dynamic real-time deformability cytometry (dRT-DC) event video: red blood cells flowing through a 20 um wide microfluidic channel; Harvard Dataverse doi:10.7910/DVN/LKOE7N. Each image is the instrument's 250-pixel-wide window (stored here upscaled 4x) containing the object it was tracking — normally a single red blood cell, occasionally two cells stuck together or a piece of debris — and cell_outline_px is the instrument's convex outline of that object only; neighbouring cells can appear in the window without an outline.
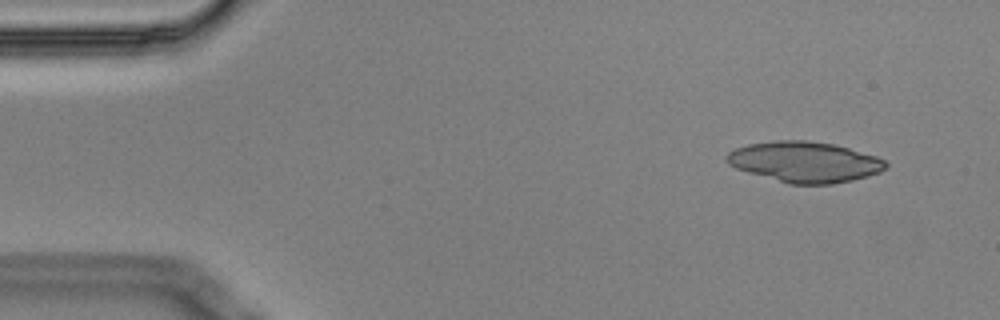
{"species": "Egyptian fruit bat (a non-hibernating species)", "species_latin": "Rousettus aegyptiacus", "temperature_condition": "cold", "stored_images_in_passage": 4, "camera_frame_rate_fps": 3000, "um_per_image_px": 0.085, "animal": {"sex": "male"}, "frame": {"image": 1, "passage_image": 1, "time_ms": 0.0, "image_size_px": [1000, 320], "cell_outline_px": [[888, 164], [880, 172], [868, 176], [852, 180], [832, 184], [788, 184], [748, 172], [736, 168], [728, 164], [724, 156], [728, 152], [736, 148], [748, 144], [776, 140], [804, 140], [832, 144], [848, 148], [876, 156], [884, 160]], "centroid_in_image_um": [68.37, 13.77], "position_along_channel_um": 16.6, "area_um2": 37.57}}